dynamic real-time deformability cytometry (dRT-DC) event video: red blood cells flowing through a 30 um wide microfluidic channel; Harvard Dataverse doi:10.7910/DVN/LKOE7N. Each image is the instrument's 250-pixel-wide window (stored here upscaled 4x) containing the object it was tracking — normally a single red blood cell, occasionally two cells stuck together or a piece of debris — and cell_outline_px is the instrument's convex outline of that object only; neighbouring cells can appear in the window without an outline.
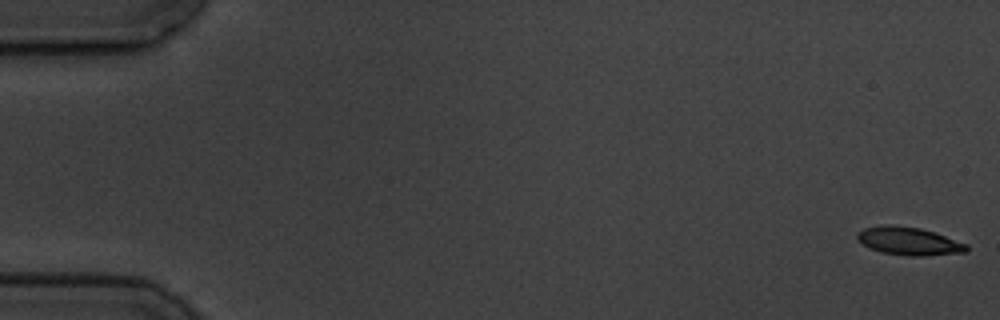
{"species": "common noctule bat (a hibernating species)", "species_latin": "Nyctalus noctula", "temperature_condition": "cold", "stored_images_in_passage": 7, "camera_frame_rate_fps": 3000, "um_per_image_px": 0.085, "animal": {"sex": "male", "body_mass_g": 19.5, "forearm_length_mm": 54.6}, "frame": {"image": 1, "passage_image": 1, "time_ms": 0.0, "image_size_px": [1000, 320], "cell_outline_px": [[968, 252], [924, 256], [908, 256], [880, 252], [868, 248], [856, 240], [856, 232], [864, 228], [884, 224], [888, 224], [920, 228], [968, 244]], "centroid_in_image_um": [77.2, 20.5], "position_along_channel_um": 7.8, "area_um2": 18.03}}
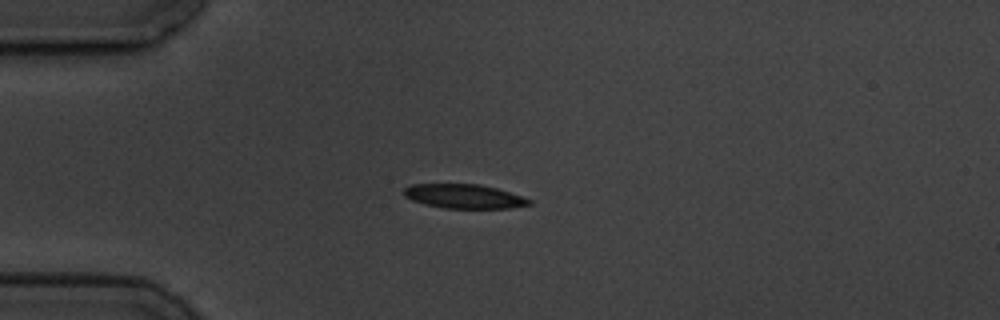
{"frame": {"image": 2, "passage_image": 5, "time_ms": 4.667, "image_size_px": [1000, 320], "cell_outline_px": [[532, 204], [508, 208], [444, 208], [424, 204], [412, 200], [404, 196], [404, 188], [412, 184], [480, 184], [496, 188], [532, 200]], "centroid_in_image_um": [39.42, 16.68], "position_along_channel_um": 45.6, "area_um2": 17.51}}
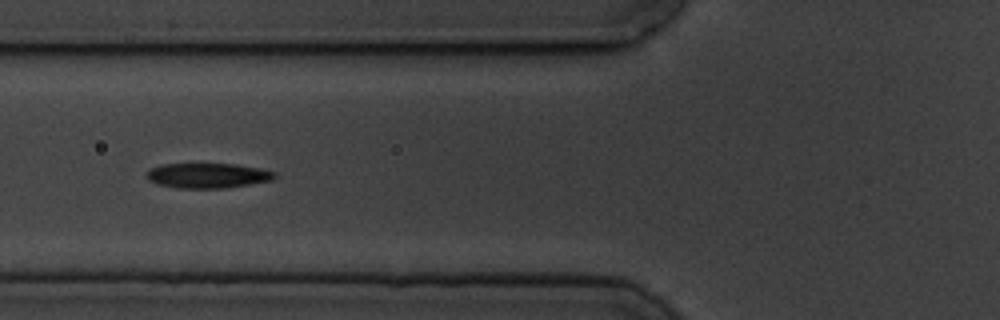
{"frame": {"image": 3, "passage_image": 7, "time_ms": 7.0, "image_size_px": [1000, 320], "cell_outline_px": [[276, 176], [272, 180], [228, 188], [180, 188], [156, 184], [148, 180], [148, 172], [152, 168], [160, 164], [236, 164], [260, 168], [276, 172]], "centroid_in_image_um": [17.68, 14.92], "position_along_channel_um": 108.1, "area_um2": 18.61}}